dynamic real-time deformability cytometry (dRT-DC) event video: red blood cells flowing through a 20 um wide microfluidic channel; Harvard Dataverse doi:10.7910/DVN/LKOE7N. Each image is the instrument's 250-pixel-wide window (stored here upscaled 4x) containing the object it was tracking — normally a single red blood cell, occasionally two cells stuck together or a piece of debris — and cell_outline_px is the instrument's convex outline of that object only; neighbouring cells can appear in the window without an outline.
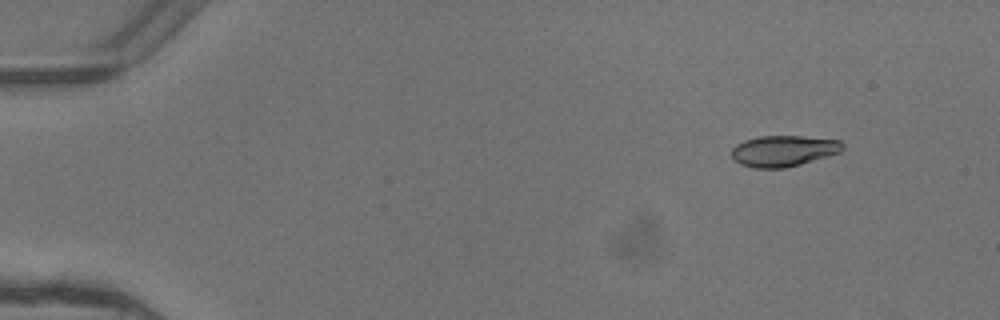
{"species": "common noctule bat (a hibernating species)", "species_latin": "Nyctalus noctula", "temperature_condition": "warm", "stored_images_in_passage": 5, "camera_frame_rate_fps": 3000, "um_per_image_px": 0.085, "animal": {"sex": "female"}, "frame": {"image": 1, "passage_image": 2, "time_ms": 0.333, "image_size_px": [1000, 320], "cell_outline_px": [[844, 148], [840, 152], [828, 156], [800, 164], [784, 168], [756, 168], [740, 164], [732, 160], [732, 148], [736, 144], [744, 140], [760, 136], [804, 136], [840, 140], [844, 144]], "centroid_in_image_um": [66.59, 12.82], "position_along_channel_um": 18.4, "area_um2": 20.17}}